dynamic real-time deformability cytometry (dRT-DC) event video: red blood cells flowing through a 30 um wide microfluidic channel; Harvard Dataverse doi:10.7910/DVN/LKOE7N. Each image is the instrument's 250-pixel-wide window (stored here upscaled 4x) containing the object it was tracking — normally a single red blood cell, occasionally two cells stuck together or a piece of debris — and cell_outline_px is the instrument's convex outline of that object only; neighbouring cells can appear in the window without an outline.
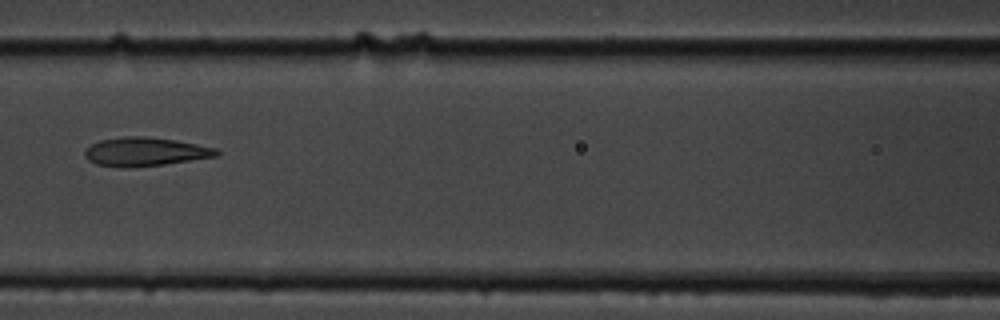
{"species": "common noctule bat (a hibernating species)", "species_latin": "Nyctalus noctula", "temperature_condition": "cold", "stored_images_in_passage": 7, "camera_frame_rate_fps": 3000, "um_per_image_px": 0.085, "animal": {"sex": "male", "body_mass_g": 19.5, "forearm_length_mm": 54.6}, "frame": {"image": 1, "passage_image": 5, "time_ms": 4.667, "image_size_px": [1000, 320], "cell_outline_px": [[220, 152], [216, 156], [164, 164], [124, 168], [96, 164], [88, 160], [84, 156], [84, 152], [92, 144], [100, 140], [124, 136], [144, 136], [176, 140], [216, 148]], "centroid_in_image_um": [12.31, 12.89], "position_along_channel_um": 154.3, "area_um2": 21.85}}
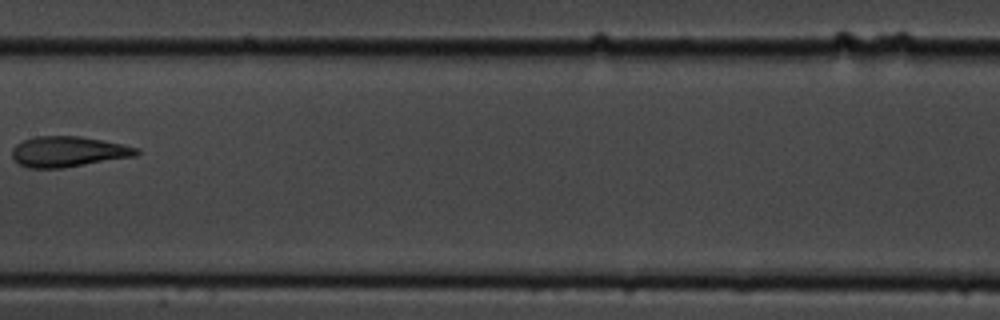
{"frame": {"image": 2, "passage_image": 6, "time_ms": 6.0, "image_size_px": [1000, 320], "cell_outline_px": [[140, 152], [136, 156], [64, 168], [28, 168], [20, 164], [12, 156], [12, 148], [16, 144], [24, 140], [36, 136], [80, 136], [140, 148]], "centroid_in_image_um": [5.8, 12.89], "position_along_channel_um": 201.6, "area_um2": 22.08}}
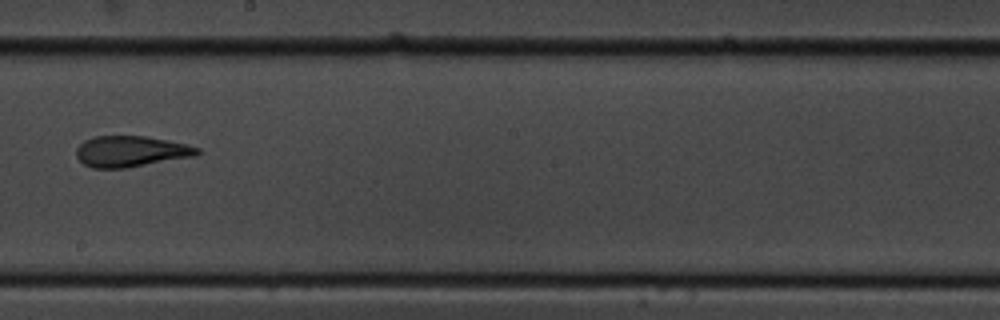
{"frame": {"image": 3, "passage_image": 7, "time_ms": 7.0, "image_size_px": [1000, 320], "cell_outline_px": [[200, 152], [196, 156], [128, 168], [92, 168], [84, 164], [76, 156], [76, 148], [84, 140], [96, 136], [144, 136], [168, 140], [188, 144], [200, 148]], "centroid_in_image_um": [11.14, 12.87], "position_along_channel_um": 237.1, "area_um2": 22.02}}